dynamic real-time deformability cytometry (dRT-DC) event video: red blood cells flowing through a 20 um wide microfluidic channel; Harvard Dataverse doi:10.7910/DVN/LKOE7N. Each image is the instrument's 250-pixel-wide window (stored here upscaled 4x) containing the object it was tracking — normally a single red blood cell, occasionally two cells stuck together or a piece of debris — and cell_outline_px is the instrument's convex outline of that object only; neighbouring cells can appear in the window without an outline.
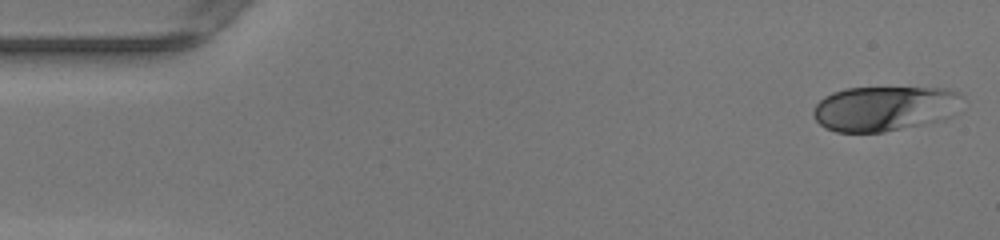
{"species": "human", "species_latin": "Homo sapiens", "temperature_condition": "warm", "stored_images_in_passage": 48, "camera_frame_rate_fps": 3000, "um_per_image_px": 0.085, "donor": {"sex": "female"}, "frame": {"image": 1, "passage_image": 1, "time_ms": 0.0, "image_size_px": [1000, 240], "cell_outline_px": [[960, 96], [920, 124], [884, 132], [836, 132], [824, 128], [816, 120], [812, 112], [816, 104], [824, 96], [832, 92], [844, 88], [948, 88], [956, 92]], "centroid_in_image_um": [74.79, 9.2], "position_along_channel_um": 10.2, "area_um2": 36.47}}
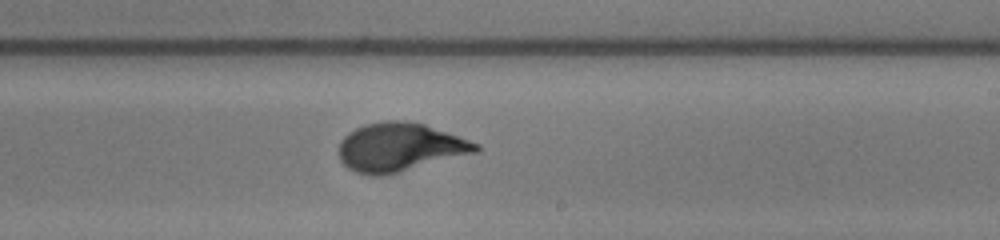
{"frame": {"image": 2, "passage_image": 28, "time_ms": 9.0, "image_size_px": [1000, 240], "cell_outline_px": [[480, 152], [384, 176], [372, 176], [356, 172], [348, 168], [340, 160], [340, 140], [348, 132], [364, 124], [384, 120], [404, 120], [424, 124], [480, 144]], "centroid_in_image_um": [33.99, 12.52], "position_along_channel_um": 255.0, "area_um2": 38.96}}
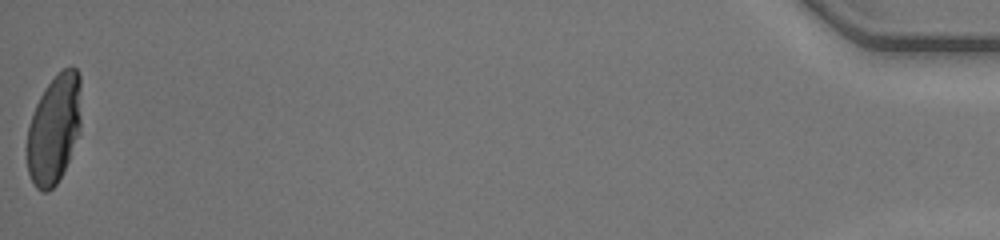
{"frame": {"image": 3, "passage_image": 48, "time_ms": 15.667, "image_size_px": [1000, 240], "cell_outline_px": [[80, 132], [68, 160], [56, 184], [48, 192], [44, 192], [36, 188], [28, 172], [28, 128], [36, 104], [44, 88], [64, 68], [76, 68], [80, 72]], "centroid_in_image_um": [4.61, 10.96], "position_along_channel_um": 430.6, "area_um2": 33.93}, "authors_computed_cell_mechanics": {"area_um2": 37.1076, "velocity_mm_per_s": 4.2169, "shape_relaxation_time_tau1_ms": 4.6936, "shape_relaxation_time_tau2_ms": null, "deformation_change_tau1": 0.2296, "deformation_change_tau2": null}}